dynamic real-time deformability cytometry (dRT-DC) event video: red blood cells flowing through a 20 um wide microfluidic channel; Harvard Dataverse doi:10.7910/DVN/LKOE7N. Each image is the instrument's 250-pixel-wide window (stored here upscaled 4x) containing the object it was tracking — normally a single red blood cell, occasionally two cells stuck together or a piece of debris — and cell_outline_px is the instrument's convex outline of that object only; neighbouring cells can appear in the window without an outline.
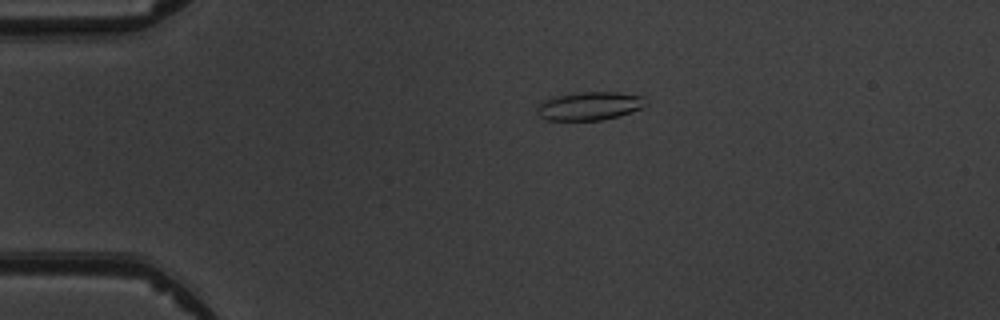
{"species": "common noctule bat (a hibernating species)", "species_latin": "Nyctalus noctula", "temperature_condition": "warm", "stored_images_in_passage": 4, "camera_frame_rate_fps": 3000, "um_per_image_px": 0.085, "animal": {"sex": "male", "body_mass_g": 19.5, "forearm_length_mm": 54.6}, "frame": {"image": 1, "passage_image": 3, "time_ms": 2.333, "image_size_px": [1000, 320], "cell_outline_px": [[648, 104], [644, 108], [616, 116], [600, 120], [544, 120], [536, 112], [536, 108], [544, 100], [556, 96], [580, 92], [616, 92], [644, 96]], "centroid_in_image_um": [50.13, 9.0], "position_along_channel_um": 34.9, "area_um2": 17.98}}